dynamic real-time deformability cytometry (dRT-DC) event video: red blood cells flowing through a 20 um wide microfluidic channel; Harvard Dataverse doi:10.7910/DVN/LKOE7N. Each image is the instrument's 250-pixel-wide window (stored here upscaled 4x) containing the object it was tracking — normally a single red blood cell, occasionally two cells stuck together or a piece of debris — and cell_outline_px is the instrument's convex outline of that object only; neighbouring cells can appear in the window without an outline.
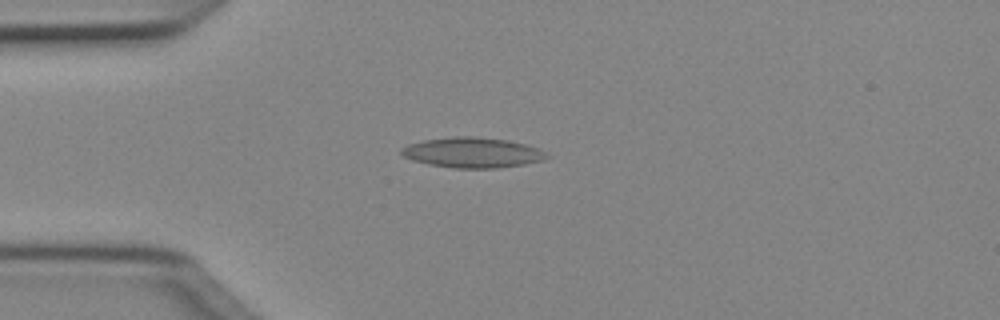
{"species": "Egyptian fruit bat (a non-hibernating species)", "species_latin": "Rousettus aegyptiacus", "temperature_condition": "cold", "stored_images_in_passage": 49, "camera_frame_rate_fps": 3000, "um_per_image_px": 0.085, "animal": {"sex": "female"}, "frame": {"image": 1, "passage_image": 12, "time_ms": 3.667, "image_size_px": [1000, 320], "cell_outline_px": [[552, 156], [544, 160], [524, 164], [496, 168], [456, 168], [428, 164], [412, 160], [404, 156], [400, 152], [400, 148], [408, 144], [424, 140], [456, 136], [476, 136], [508, 140], [540, 148]], "centroid_in_image_um": [40.19, 12.96], "position_along_channel_um": 44.8, "area_um2": 25.78}}
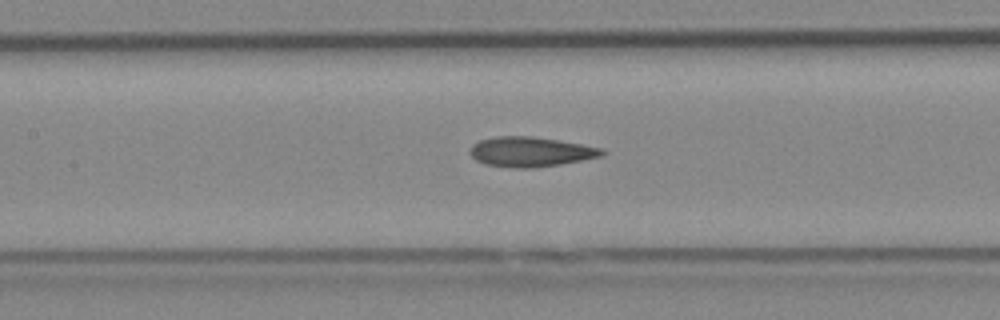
{"frame": {"image": 2, "passage_image": 22, "time_ms": 7.0, "image_size_px": [1000, 320], "cell_outline_px": [[608, 152], [604, 156], [560, 164], [536, 168], [512, 168], [484, 164], [476, 160], [468, 152], [472, 144], [480, 140], [496, 136], [532, 136], [604, 148]], "centroid_in_image_um": [45.11, 12.91], "position_along_channel_um": 162.3, "area_um2": 23.18}}
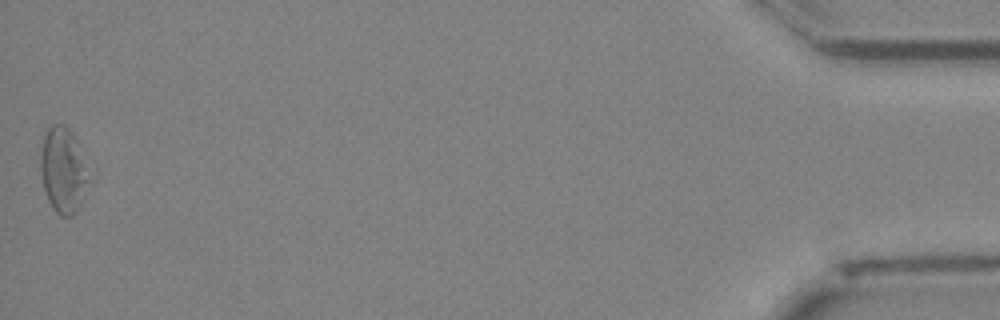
{"frame": {"image": 3, "passage_image": 49, "time_ms": 16.0, "image_size_px": [1000, 320], "cell_outline_px": [[96, 176], [76, 212], [72, 216], [60, 216], [52, 208], [48, 200], [44, 188], [40, 172], [40, 156], [44, 136], [48, 128], [52, 124], [64, 124], [76, 136], [96, 172]], "centroid_in_image_um": [5.51, 14.46], "position_along_channel_um": 429.7, "area_um2": 25.95}, "authors_computed_cell_mechanics": {"area_um2": 23.2356, "velocity_mm_per_s": 4.039, "shape_relaxation_time_tau1_ms": null, "shape_relaxation_time_tau2_ms": 3.9391, "deformation_change_tau1": null, "deformation_change_tau2": 0.1245}}